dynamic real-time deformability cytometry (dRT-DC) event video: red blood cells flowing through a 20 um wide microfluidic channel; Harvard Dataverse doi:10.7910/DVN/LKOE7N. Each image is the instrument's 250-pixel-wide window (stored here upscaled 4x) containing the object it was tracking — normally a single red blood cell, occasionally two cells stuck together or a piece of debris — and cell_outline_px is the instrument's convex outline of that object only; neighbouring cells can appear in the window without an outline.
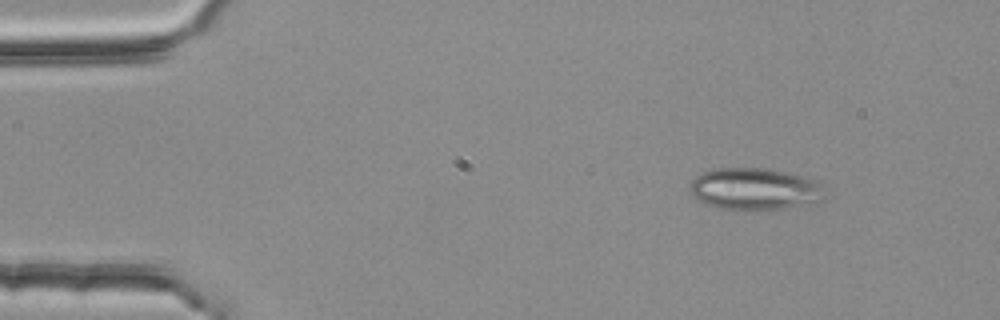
{"species": "common noctule bat (a hibernating species)", "species_latin": "Nyctalus noctula", "temperature_condition": "room temperature", "stored_images_in_passage": 4, "camera_frame_rate_fps": 3000, "um_per_image_px": 0.085, "animal": {"sex": "female", "body_mass_g": 25.1}, "frame": {"image": 1, "passage_image": 2, "time_ms": 0.333, "image_size_px": [1000, 320], "cell_outline_px": [[824, 200], [784, 208], [716, 208], [704, 204], [692, 196], [688, 192], [692, 180], [696, 176], [712, 168], [768, 168], [788, 172], [820, 180], [824, 196]], "centroid_in_image_um": [64.13, 16.03], "position_along_channel_um": 20.9, "area_um2": 32.89}}